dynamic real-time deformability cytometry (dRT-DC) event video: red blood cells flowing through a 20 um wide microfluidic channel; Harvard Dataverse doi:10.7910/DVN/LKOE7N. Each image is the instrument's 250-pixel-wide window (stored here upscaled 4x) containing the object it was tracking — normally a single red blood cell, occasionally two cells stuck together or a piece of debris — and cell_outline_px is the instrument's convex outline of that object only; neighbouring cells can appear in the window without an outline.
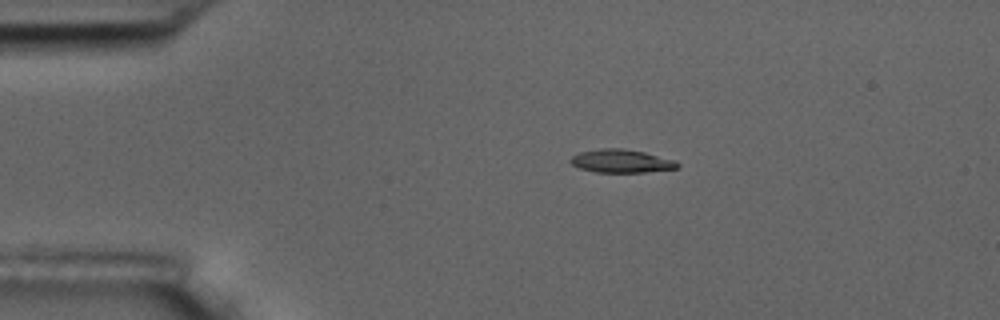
{"species": "common noctule bat (a hibernating species)", "species_latin": "Nyctalus noctula", "temperature_condition": "room temperature", "stored_images_in_passage": 9, "camera_frame_rate_fps": 3000, "um_per_image_px": 0.085, "animal": {"sex": "male", "body_mass_g": 17.5, "forearm_length_mm": 52.3}, "frame": {"image": 1, "passage_image": 2, "time_ms": 1.0, "image_size_px": [1000, 320], "cell_outline_px": [[680, 168], [644, 172], [596, 172], [580, 168], [572, 164], [568, 160], [572, 156], [580, 152], [600, 148], [620, 148], [644, 152], [676, 160], [680, 164]], "centroid_in_image_um": [52.83, 13.69], "position_along_channel_um": 32.2, "area_um2": 14.51}}
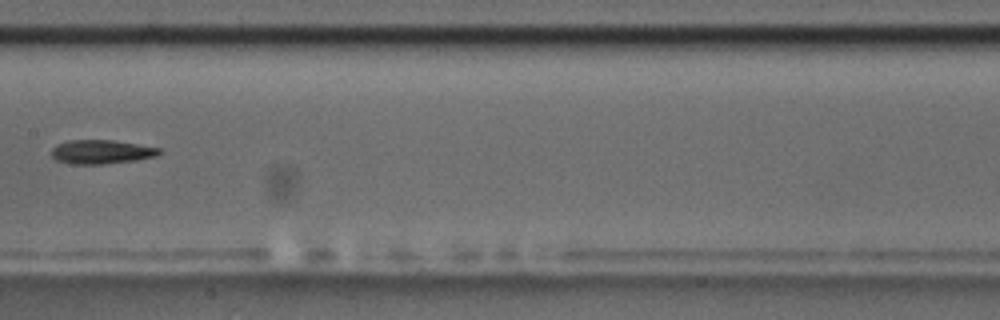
{"frame": {"image": 2, "passage_image": 7, "time_ms": 7.0, "image_size_px": [1000, 320], "cell_outline_px": [[164, 152], [156, 156], [136, 160], [104, 164], [68, 164], [56, 160], [52, 156], [52, 148], [56, 144], [68, 140], [112, 140], [160, 148]], "centroid_in_image_um": [8.61, 12.91], "position_along_channel_um": 198.8, "area_um2": 15.14}}
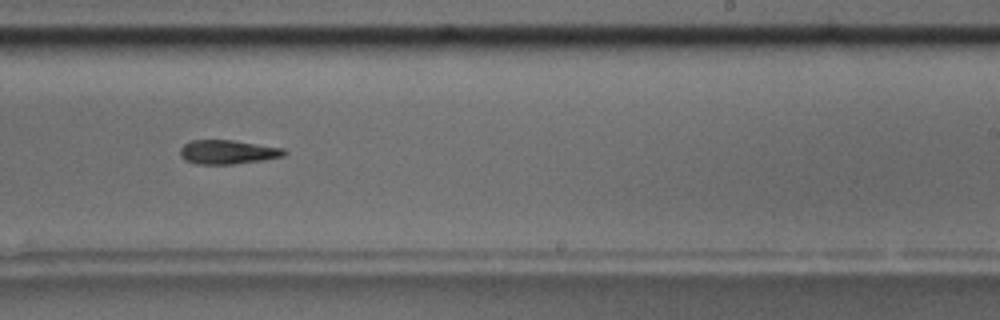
{"frame": {"image": 3, "passage_image": 9, "time_ms": 9.0, "image_size_px": [1000, 320], "cell_outline_px": [[288, 152], [284, 156], [264, 160], [232, 164], [196, 164], [184, 160], [180, 156], [180, 148], [184, 144], [192, 140], [232, 140], [284, 148]], "centroid_in_image_um": [19.36, 12.92], "position_along_channel_um": 269.6, "area_um2": 14.68}}